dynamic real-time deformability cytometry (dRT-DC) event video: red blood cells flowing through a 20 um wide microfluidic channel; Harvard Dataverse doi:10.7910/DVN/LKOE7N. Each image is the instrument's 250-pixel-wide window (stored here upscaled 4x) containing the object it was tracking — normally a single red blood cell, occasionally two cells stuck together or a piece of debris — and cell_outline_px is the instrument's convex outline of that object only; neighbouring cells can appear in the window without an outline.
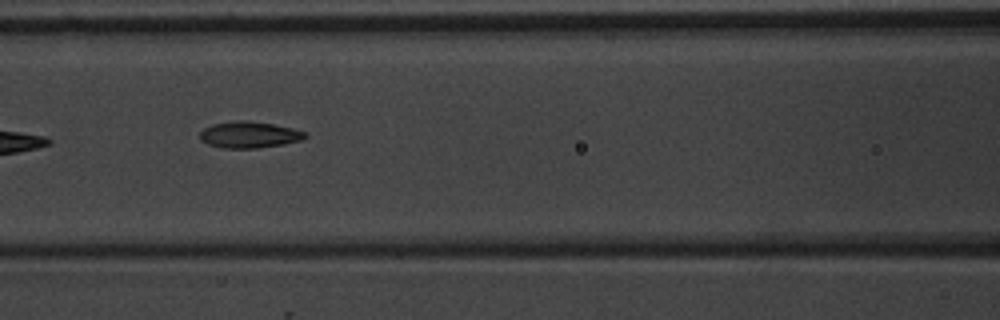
{"species": "common noctule bat (a hibernating species)", "species_latin": "Nyctalus noctula", "temperature_condition": "warm", "stored_images_in_passage": 10, "camera_frame_rate_fps": 3000, "um_per_image_px": 0.085, "animal": {"sex": "male", "body_mass_g": 20.1, "forearm_length_mm": 53.5}, "frame": {"image": 1, "passage_image": 7, "time_ms": 7.0, "image_size_px": [1000, 320], "cell_outline_px": [[308, 136], [300, 140], [284, 144], [260, 148], [224, 148], [208, 144], [200, 140], [200, 132], [204, 128], [212, 124], [236, 120], [244, 120], [272, 124], [292, 128], [308, 132]], "centroid_in_image_um": [21.19, 11.45], "position_along_channel_um": 145.4, "area_um2": 16.24}}
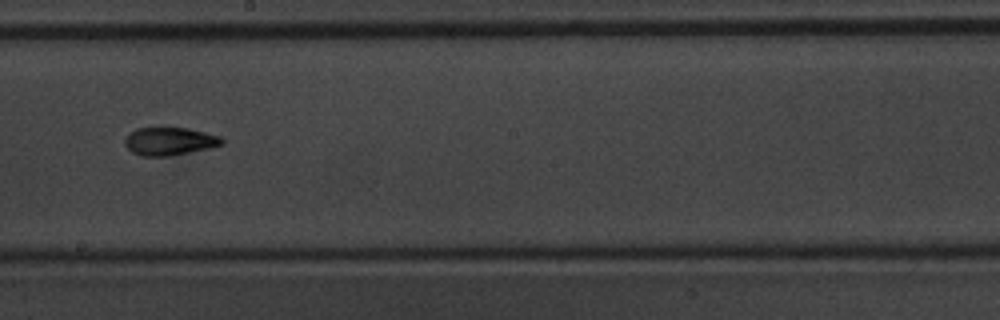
{"frame": {"image": 2, "passage_image": 9, "time_ms": 9.333, "image_size_px": [1000, 320], "cell_outline_px": [[224, 144], [208, 148], [168, 156], [140, 156], [132, 152], [124, 144], [124, 140], [136, 128], [188, 128], [220, 136], [224, 140]], "centroid_in_image_um": [14.41, 12.01], "position_along_channel_um": 233.8, "area_um2": 15.61}}
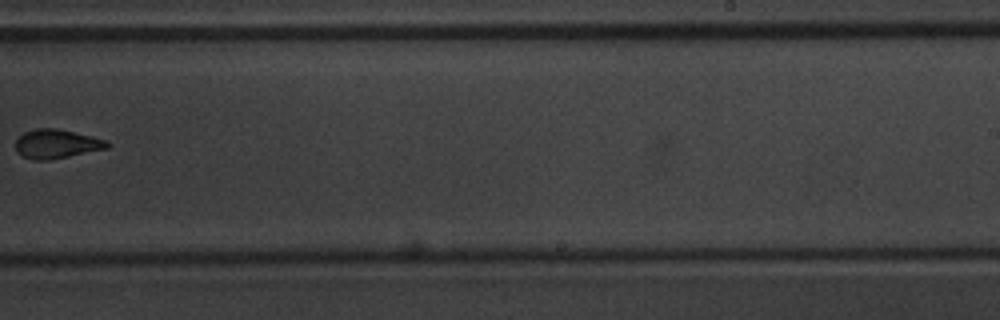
{"frame": {"image": 3, "passage_image": 10, "time_ms": 10.667, "image_size_px": [1000, 320], "cell_outline_px": [[112, 144], [108, 148], [48, 160], [36, 160], [24, 156], [16, 152], [16, 140], [24, 132], [36, 128], [56, 128], [108, 140]], "centroid_in_image_um": [4.82, 12.22], "position_along_channel_um": 284.2, "area_um2": 15.37}}